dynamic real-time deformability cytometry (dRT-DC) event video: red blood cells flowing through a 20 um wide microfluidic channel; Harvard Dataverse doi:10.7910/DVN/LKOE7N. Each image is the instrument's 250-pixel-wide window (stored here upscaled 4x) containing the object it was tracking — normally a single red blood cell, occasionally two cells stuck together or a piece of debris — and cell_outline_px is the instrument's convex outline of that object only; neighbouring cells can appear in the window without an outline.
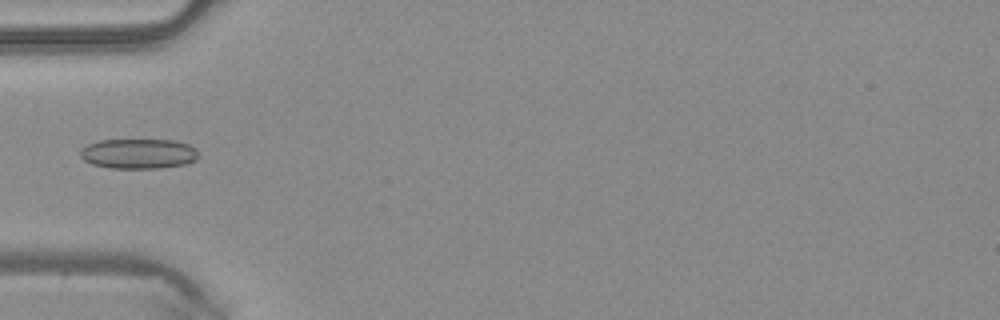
{"species": "common noctule bat (a hibernating species)", "species_latin": "Nyctalus noctula", "temperature_condition": "warm", "stored_images_in_passage": 4, "camera_frame_rate_fps": 3000, "um_per_image_px": 0.085, "animal": {"sex": "male", "body_mass_g": 20.4}, "frame": {"image": 1, "passage_image": 4, "time_ms": 1.0, "image_size_px": [1000, 320], "cell_outline_px": [[196, 160], [184, 164], [160, 168], [108, 168], [92, 164], [84, 160], [80, 156], [80, 152], [88, 144], [100, 140], [172, 140], [188, 144], [196, 148]], "centroid_in_image_um": [11.76, 13.07], "position_along_channel_um": 73.2, "area_um2": 20.52}}